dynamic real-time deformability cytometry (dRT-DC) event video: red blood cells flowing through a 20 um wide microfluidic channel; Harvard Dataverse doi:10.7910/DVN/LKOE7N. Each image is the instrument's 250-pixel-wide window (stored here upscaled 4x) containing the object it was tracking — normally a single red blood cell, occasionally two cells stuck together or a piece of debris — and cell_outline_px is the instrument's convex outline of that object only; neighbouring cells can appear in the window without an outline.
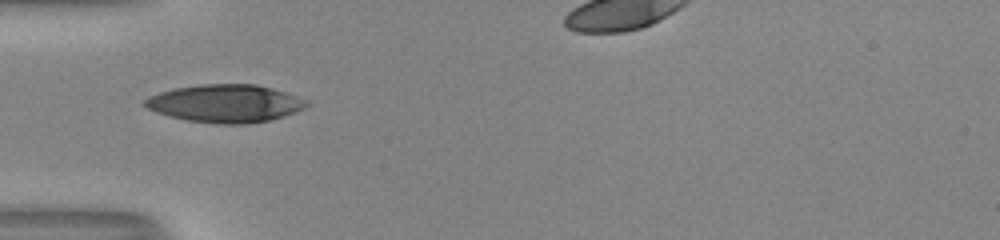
{"species": "human", "species_latin": "Homo sapiens", "temperature_condition": "room temperature", "stored_images_in_passage": 31, "camera_frame_rate_fps": 3000, "um_per_image_px": 0.085, "donor": {"sex": "male"}, "frame": {"image": 1, "passage_image": 1, "time_ms": 0.0, "image_size_px": [1000, 240], "cell_outline_px": [[312, 104], [296, 112], [272, 120], [248, 124], [220, 124], [188, 120], [156, 112], [148, 108], [144, 104], [144, 100], [148, 96], [172, 88], [200, 84], [256, 84], [272, 88], [308, 100]], "centroid_in_image_um": [19.19, 8.79], "position_along_channel_um": 65.8, "area_um2": 35.78}}
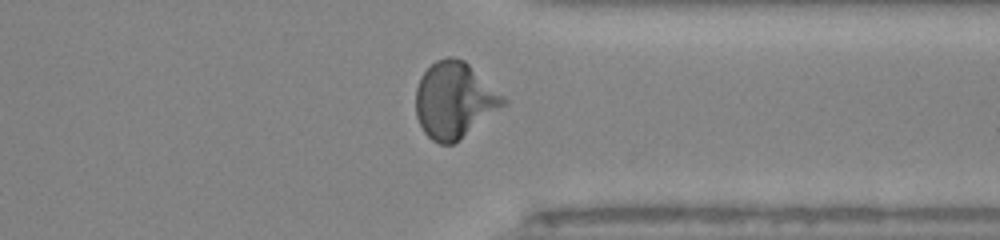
{"frame": {"image": 2, "passage_image": 24, "time_ms": 7.667, "image_size_px": [1000, 240], "cell_outline_px": [[508, 104], [452, 144], [440, 144], [432, 140], [424, 132], [416, 116], [416, 88], [420, 76], [436, 60], [448, 56], [452, 56], [464, 60], [504, 96], [508, 100]], "centroid_in_image_um": [38.62, 8.5], "position_along_channel_um": 372.8, "area_um2": 38.61}}
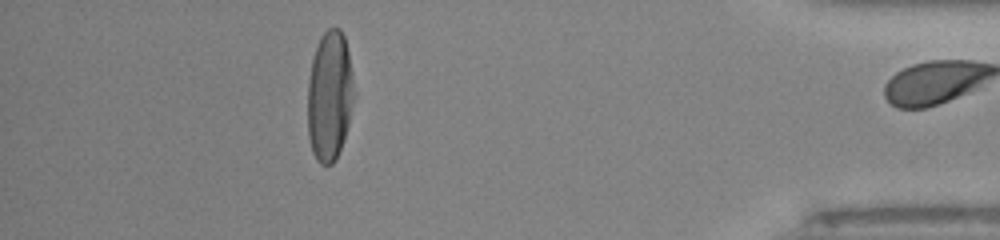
{"frame": {"image": 3, "passage_image": 30, "time_ms": 9.667, "image_size_px": [1000, 240], "cell_outline_px": [[352, 100], [348, 124], [336, 160], [332, 164], [320, 164], [316, 160], [312, 152], [308, 136], [308, 80], [312, 60], [320, 36], [328, 28], [340, 28], [344, 36], [348, 52], [352, 76]], "centroid_in_image_um": [27.98, 8.16], "position_along_channel_um": 407.2, "area_um2": 34.68}, "authors_computed_cell_mechanics": {"area_um2": 35.7782, "velocity_mm_per_s": 4.04, "shape_relaxation_time_tau1_ms": 3.4585, "shape_relaxation_time_tau2_ms": null, "deformation_change_tau1": 0.2258, "deformation_change_tau2": null}}